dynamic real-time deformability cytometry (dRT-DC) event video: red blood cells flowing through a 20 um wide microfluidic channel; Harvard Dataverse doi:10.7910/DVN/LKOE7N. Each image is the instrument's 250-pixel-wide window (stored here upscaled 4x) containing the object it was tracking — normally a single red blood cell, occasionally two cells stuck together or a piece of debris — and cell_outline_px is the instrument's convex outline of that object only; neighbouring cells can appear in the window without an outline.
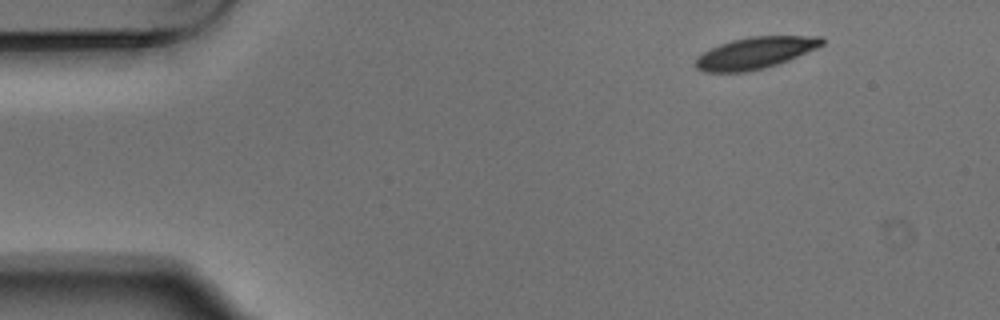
{"species": "Egyptian fruit bat (a non-hibernating species)", "species_latin": "Rousettus aegyptiacus", "temperature_condition": "warm", "stored_images_in_passage": 6, "camera_frame_rate_fps": 3000, "um_per_image_px": 0.085, "animal": {"sex": "male"}, "frame": {"image": 1, "passage_image": 1, "time_ms": 0.0, "image_size_px": [1000, 320], "cell_outline_px": [[824, 44], [816, 48], [788, 60], [764, 68], [744, 72], [704, 72], [696, 68], [696, 56], [720, 44], [732, 40], [752, 36], [824, 36]], "centroid_in_image_um": [64.19, 4.49], "position_along_channel_um": 20.8, "area_um2": 23.12}}
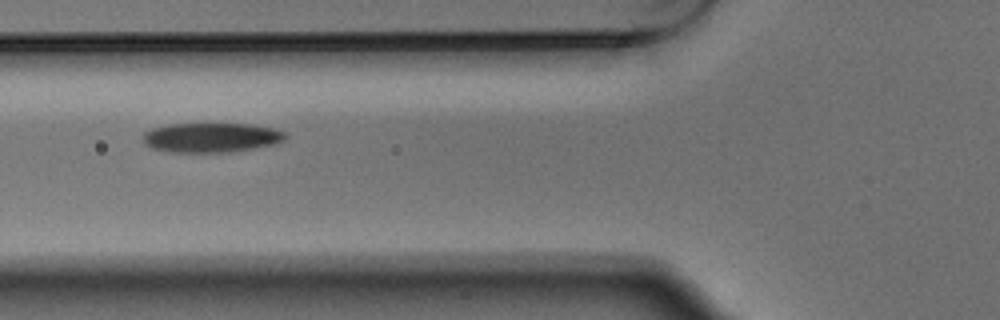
{"frame": {"image": 2, "passage_image": 5, "time_ms": 1.333, "image_size_px": [1000, 320], "cell_outline_px": [[288, 136], [284, 140], [276, 144], [252, 148], [224, 152], [172, 152], [152, 148], [144, 144], [144, 132], [152, 128], [168, 124], [252, 124], [272, 128], [284, 132]], "centroid_in_image_um": [17.95, 11.68], "position_along_channel_um": 107.8, "area_um2": 24.39}}
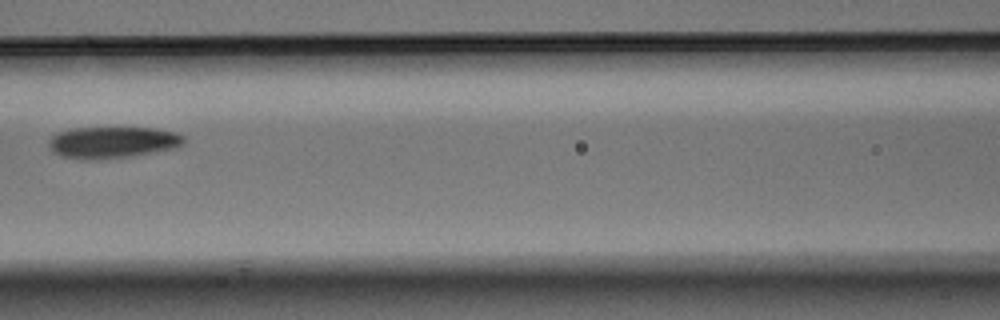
{"frame": {"image": 3, "passage_image": 6, "time_ms": 1.667, "image_size_px": [1000, 320], "cell_outline_px": [[184, 140], [176, 148], [128, 156], [60, 156], [52, 152], [48, 144], [48, 140], [56, 132], [72, 128], [156, 128], [176, 132], [184, 136]], "centroid_in_image_um": [9.58, 12.03], "position_along_channel_um": 157.0, "area_um2": 23.76}}